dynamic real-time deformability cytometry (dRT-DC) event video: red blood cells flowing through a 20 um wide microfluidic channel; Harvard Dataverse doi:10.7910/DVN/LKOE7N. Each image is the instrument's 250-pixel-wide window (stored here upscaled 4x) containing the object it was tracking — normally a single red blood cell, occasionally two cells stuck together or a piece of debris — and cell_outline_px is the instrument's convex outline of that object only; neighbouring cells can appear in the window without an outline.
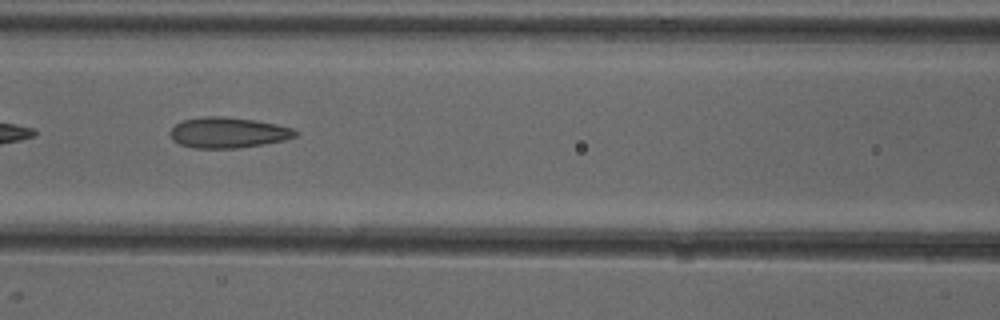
{"species": "common noctule bat (a hibernating species)", "species_latin": "Nyctalus noctula", "temperature_condition": "cold", "stored_images_in_passage": 22, "camera_frame_rate_fps": 3000, "um_per_image_px": 0.085, "animal": {"sex": "female"}, "frame": {"image": 1, "passage_image": 10, "time_ms": 3.0, "image_size_px": [1000, 320], "cell_outline_px": [[300, 132], [296, 136], [284, 140], [264, 144], [236, 148], [192, 148], [180, 144], [172, 140], [172, 128], [180, 120], [204, 116], [224, 116], [256, 120], [276, 124], [292, 128]], "centroid_in_image_um": [19.4, 11.26], "position_along_channel_um": 147.2, "area_um2": 22.43}}
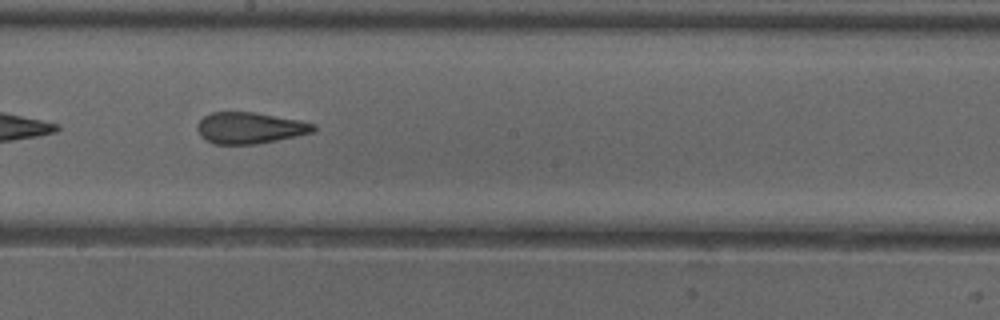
{"frame": {"image": 2, "passage_image": 16, "time_ms": 5.0, "image_size_px": [1000, 320], "cell_outline_px": [[316, 128], [312, 132], [296, 136], [256, 144], [212, 144], [204, 140], [200, 136], [196, 128], [200, 120], [204, 116], [212, 112], [256, 112], [300, 120], [316, 124]], "centroid_in_image_um": [21.21, 10.87], "position_along_channel_um": 227.0, "area_um2": 21.33}}
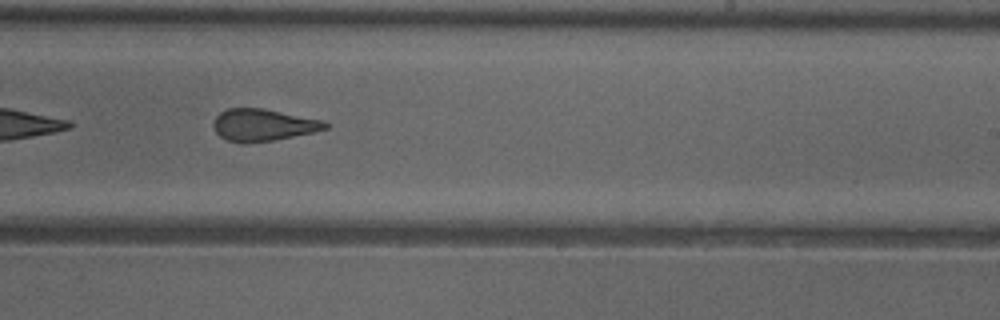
{"frame": {"image": 3, "passage_image": 19, "time_ms": 6.0, "image_size_px": [1000, 320], "cell_outline_px": [[328, 128], [312, 132], [276, 140], [228, 140], [220, 136], [216, 132], [212, 124], [212, 120], [220, 112], [228, 108], [264, 108], [324, 120], [328, 124]], "centroid_in_image_um": [22.38, 10.57], "position_along_channel_um": 266.6, "area_um2": 20.4}}